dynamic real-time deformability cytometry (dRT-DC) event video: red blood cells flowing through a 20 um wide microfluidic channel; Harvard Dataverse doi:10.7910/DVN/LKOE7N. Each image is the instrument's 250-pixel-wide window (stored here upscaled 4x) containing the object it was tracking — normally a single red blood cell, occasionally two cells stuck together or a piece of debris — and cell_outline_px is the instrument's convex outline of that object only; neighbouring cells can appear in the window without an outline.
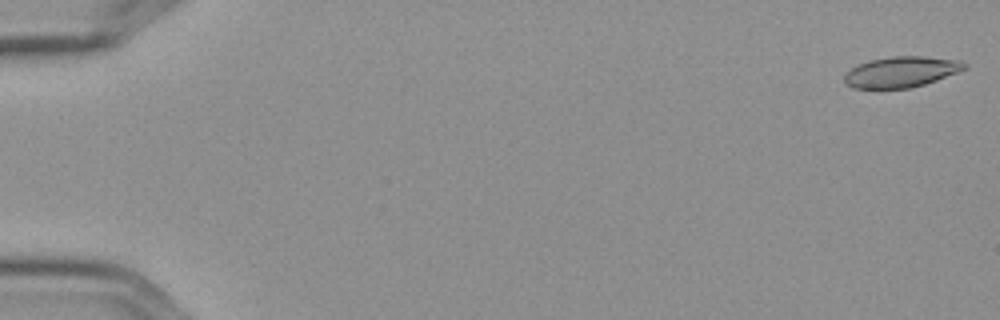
{"species": "Egyptian fruit bat (a non-hibernating species)", "species_latin": "Rousettus aegyptiacus", "temperature_condition": "cold", "stored_images_in_passage": 5, "camera_frame_rate_fps": 3000, "um_per_image_px": 0.085, "frame": {"image": 1, "passage_image": 1, "time_ms": 0.0, "image_size_px": [1000, 320], "cell_outline_px": [[968, 68], [936, 80], [924, 84], [908, 88], [852, 88], [844, 84], [844, 76], [856, 64], [868, 60], [892, 56], [924, 56], [960, 60], [968, 64]], "centroid_in_image_um": [76.6, 6.1], "position_along_channel_um": 8.4, "area_um2": 21.62}}
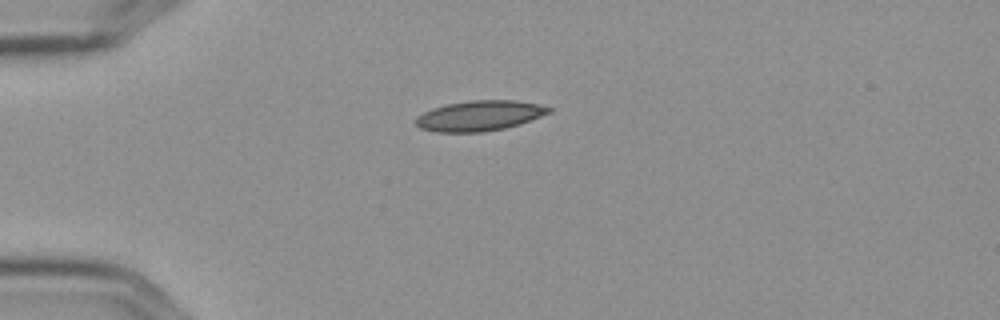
{"frame": {"image": 2, "passage_image": 5, "time_ms": 1.333, "image_size_px": [1000, 320], "cell_outline_px": [[552, 112], [520, 124], [504, 128], [484, 132], [436, 132], [420, 128], [412, 120], [416, 116], [432, 108], [448, 104], [468, 100], [516, 100], [540, 104], [552, 108]], "centroid_in_image_um": [40.75, 9.83], "position_along_channel_um": 44.2, "area_um2": 23.7}}